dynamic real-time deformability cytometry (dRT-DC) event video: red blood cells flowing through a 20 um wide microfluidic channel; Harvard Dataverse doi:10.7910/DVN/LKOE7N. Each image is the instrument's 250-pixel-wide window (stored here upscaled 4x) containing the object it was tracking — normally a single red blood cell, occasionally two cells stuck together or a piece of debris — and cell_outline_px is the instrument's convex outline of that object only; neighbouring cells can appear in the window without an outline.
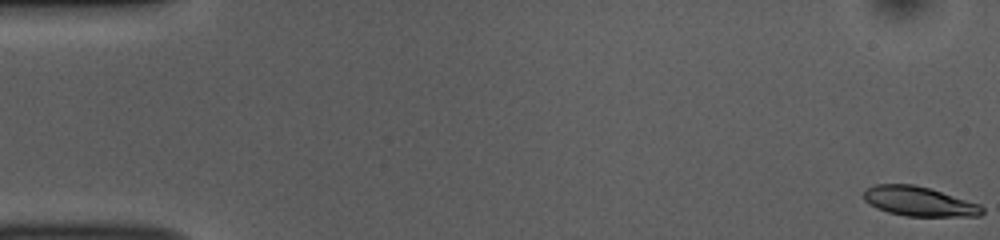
{"species": "common noctule bat (a hibernating species)", "species_latin": "Nyctalus noctula", "temperature_condition": "room temperature", "stored_images_in_passage": 53, "camera_frame_rate_fps": 3000, "um_per_image_px": 0.085, "animal": {"sex": "female", "body_mass_g": 10.0, "forearm_length_mm": 53.1}, "frame": {"image": 1, "passage_image": 1, "time_ms": 0.0, "image_size_px": [1000, 240], "cell_outline_px": [[984, 212], [980, 216], [908, 216], [888, 212], [876, 208], [868, 204], [864, 200], [864, 188], [876, 184], [912, 184], [928, 188], [980, 204], [984, 208]], "centroid_in_image_um": [78.09, 17.12], "position_along_channel_um": 6.9, "area_um2": 20.35}}
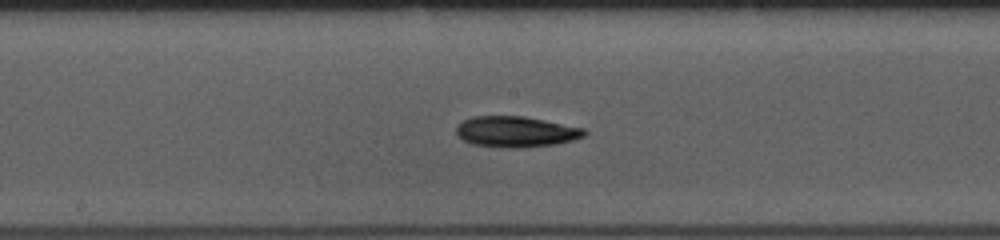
{"frame": {"image": 2, "passage_image": 28, "time_ms": 9.0, "image_size_px": [1000, 240], "cell_outline_px": [[588, 132], [584, 136], [572, 140], [556, 144], [516, 148], [508, 148], [472, 144], [464, 140], [456, 132], [456, 128], [464, 120], [472, 116], [524, 116], [584, 128]], "centroid_in_image_um": [43.87, 11.19], "position_along_channel_um": 204.3, "area_um2": 22.83}}
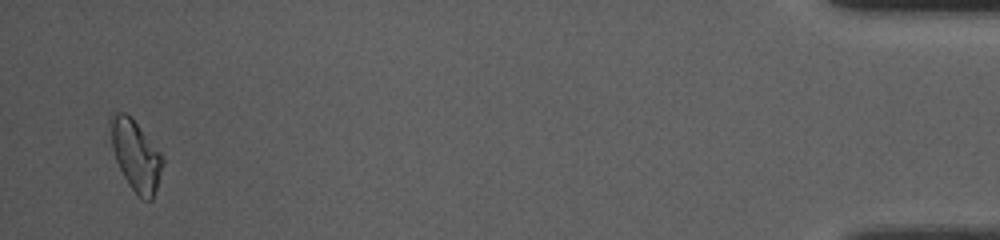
{"frame": {"image": 3, "passage_image": 52, "time_ms": 17.0, "image_size_px": [1000, 240], "cell_outline_px": [[164, 164], [152, 200], [144, 200], [128, 184], [116, 160], [112, 148], [108, 120], [108, 116], [112, 112], [124, 112], [132, 116], [160, 152], [164, 160]], "centroid_in_image_um": [11.51, 13.13], "position_along_channel_um": 423.7, "area_um2": 21.56}, "authors_computed_cell_mechanics": {"area_um2": 21.5016, "velocity_mm_per_s": 3.7664, "shape_relaxation_time_tau1_ms": 5.0327, "shape_relaxation_time_tau2_ms": null, "deformation_change_tau1": 0.1313, "deformation_change_tau2": null}}